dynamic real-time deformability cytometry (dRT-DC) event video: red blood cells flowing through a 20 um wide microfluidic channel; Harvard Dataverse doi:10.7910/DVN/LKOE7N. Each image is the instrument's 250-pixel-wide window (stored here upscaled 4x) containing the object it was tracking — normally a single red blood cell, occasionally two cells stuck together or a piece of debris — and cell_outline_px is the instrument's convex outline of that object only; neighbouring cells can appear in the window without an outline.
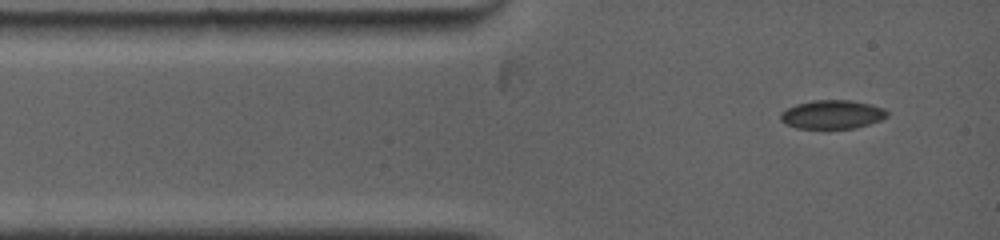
{"species": "common noctule bat (a hibernating species)", "species_latin": "Nyctalus noctula", "temperature_condition": "warm", "stored_images_in_passage": 23, "camera_frame_rate_fps": 5000, "um_per_image_px": 0.085, "animal": {"sex": "female", "body_mass_g": 19.0, "forearm_length_mm": 53.3}, "frame": {"image": 1, "passage_image": 1, "time_ms": 0.0, "image_size_px": [1000, 240], "cell_outline_px": [[888, 116], [880, 120], [868, 124], [852, 128], [796, 128], [780, 120], [780, 112], [796, 104], [812, 100], [852, 100], [884, 108], [888, 112]], "centroid_in_image_um": [70.72, 9.72], "position_along_channel_um": 14.3, "area_um2": 17.69}}
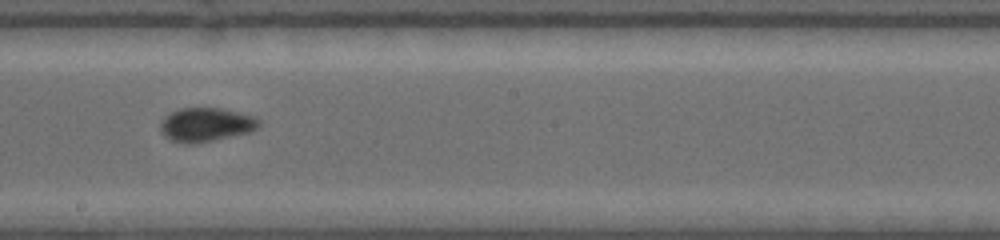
{"frame": {"image": 2, "passage_image": 10, "time_ms": 6.2, "image_size_px": [1000, 240], "cell_outline_px": [[260, 124], [256, 128], [248, 132], [212, 140], [192, 144], [184, 144], [172, 140], [164, 136], [160, 132], [160, 120], [164, 116], [180, 108], [224, 108], [252, 116], [260, 120]], "centroid_in_image_um": [17.45, 10.59], "position_along_channel_um": 230.8, "area_um2": 19.36}}
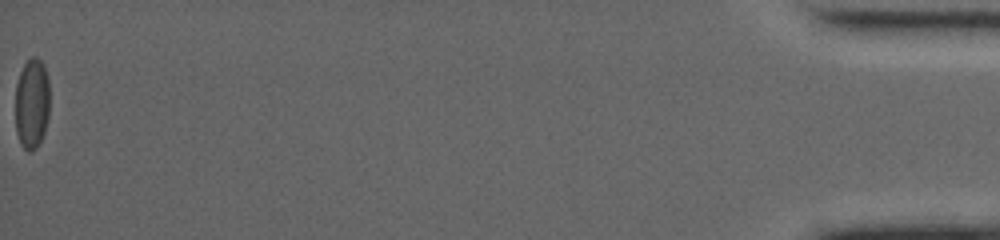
{"frame": {"image": 3, "passage_image": 23, "time_ms": 15.6, "image_size_px": [1000, 240], "cell_outline_px": [[48, 116], [44, 132], [36, 148], [32, 152], [28, 152], [20, 144], [16, 132], [16, 84], [20, 72], [24, 64], [32, 56], [36, 56], [44, 64], [48, 76]], "centroid_in_image_um": [2.7, 8.79], "position_along_channel_um": 432.5, "area_um2": 18.15}}